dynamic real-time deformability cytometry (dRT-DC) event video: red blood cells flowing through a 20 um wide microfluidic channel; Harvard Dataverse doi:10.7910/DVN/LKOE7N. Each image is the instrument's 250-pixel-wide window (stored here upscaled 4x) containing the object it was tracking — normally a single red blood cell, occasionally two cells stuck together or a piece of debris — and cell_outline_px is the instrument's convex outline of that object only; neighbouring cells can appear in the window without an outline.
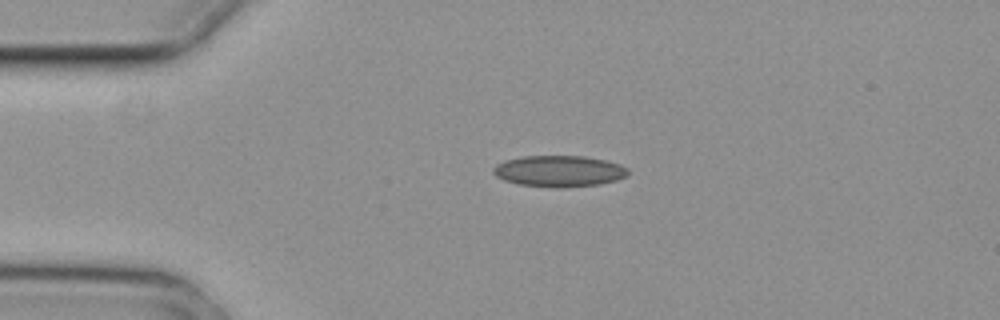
{"species": "common noctule bat (a hibernating species)", "species_latin": "Nyctalus noctula", "temperature_condition": "cold", "stored_images_in_passage": 4, "camera_frame_rate_fps": 3000, "um_per_image_px": 0.085, "animal": {"sex": "female", "body_mass_g": 29.2, "forearm_length_mm": 56.3}, "frame": {"image": 1, "passage_image": 3, "time_ms": 0.667, "image_size_px": [1000, 320], "cell_outline_px": [[628, 176], [616, 180], [600, 184], [564, 188], [556, 188], [520, 184], [504, 180], [496, 176], [492, 172], [492, 168], [496, 164], [504, 160], [524, 156], [584, 156], [604, 160], [620, 164], [628, 168]], "centroid_in_image_um": [47.52, 14.55], "position_along_channel_um": 37.5, "area_um2": 24.68}}